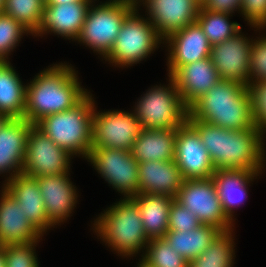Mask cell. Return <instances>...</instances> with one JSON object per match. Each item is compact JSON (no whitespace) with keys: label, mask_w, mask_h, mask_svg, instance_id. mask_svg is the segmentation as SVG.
Wrapping results in <instances>:
<instances>
[{"label":"cell","mask_w":266,"mask_h":267,"mask_svg":"<svg viewBox=\"0 0 266 267\" xmlns=\"http://www.w3.org/2000/svg\"><path fill=\"white\" fill-rule=\"evenodd\" d=\"M197 130L215 170H249L262 173L266 151L257 129L227 130L197 119H187Z\"/></svg>","instance_id":"1"},{"label":"cell","mask_w":266,"mask_h":267,"mask_svg":"<svg viewBox=\"0 0 266 267\" xmlns=\"http://www.w3.org/2000/svg\"><path fill=\"white\" fill-rule=\"evenodd\" d=\"M68 64H54L40 71L26 85L24 119L36 124L43 117L73 108L88 93Z\"/></svg>","instance_id":"2"},{"label":"cell","mask_w":266,"mask_h":267,"mask_svg":"<svg viewBox=\"0 0 266 267\" xmlns=\"http://www.w3.org/2000/svg\"><path fill=\"white\" fill-rule=\"evenodd\" d=\"M187 119H197L227 130L256 128L248 87L223 79L189 107Z\"/></svg>","instance_id":"3"},{"label":"cell","mask_w":266,"mask_h":267,"mask_svg":"<svg viewBox=\"0 0 266 267\" xmlns=\"http://www.w3.org/2000/svg\"><path fill=\"white\" fill-rule=\"evenodd\" d=\"M114 204L94 220L93 229L110 249L122 257H132L146 249L150 241L144 232L139 206L131 197Z\"/></svg>","instance_id":"4"},{"label":"cell","mask_w":266,"mask_h":267,"mask_svg":"<svg viewBox=\"0 0 266 267\" xmlns=\"http://www.w3.org/2000/svg\"><path fill=\"white\" fill-rule=\"evenodd\" d=\"M95 101L90 92L73 108L43 117L35 125L72 156L88 158Z\"/></svg>","instance_id":"5"},{"label":"cell","mask_w":266,"mask_h":267,"mask_svg":"<svg viewBox=\"0 0 266 267\" xmlns=\"http://www.w3.org/2000/svg\"><path fill=\"white\" fill-rule=\"evenodd\" d=\"M137 7L136 0H109L90 5L76 41L105 58L119 34L125 18Z\"/></svg>","instance_id":"6"},{"label":"cell","mask_w":266,"mask_h":267,"mask_svg":"<svg viewBox=\"0 0 266 267\" xmlns=\"http://www.w3.org/2000/svg\"><path fill=\"white\" fill-rule=\"evenodd\" d=\"M168 77V86L156 85L137 101L133 111L144 129H177L187 121L189 108Z\"/></svg>","instance_id":"7"},{"label":"cell","mask_w":266,"mask_h":267,"mask_svg":"<svg viewBox=\"0 0 266 267\" xmlns=\"http://www.w3.org/2000/svg\"><path fill=\"white\" fill-rule=\"evenodd\" d=\"M138 11L136 7L125 18L113 47L104 58L114 66L139 64L164 41L148 18L139 16Z\"/></svg>","instance_id":"8"},{"label":"cell","mask_w":266,"mask_h":267,"mask_svg":"<svg viewBox=\"0 0 266 267\" xmlns=\"http://www.w3.org/2000/svg\"><path fill=\"white\" fill-rule=\"evenodd\" d=\"M175 200L197 215L202 224L229 231L233 222L224 213L213 177L184 179Z\"/></svg>","instance_id":"9"},{"label":"cell","mask_w":266,"mask_h":267,"mask_svg":"<svg viewBox=\"0 0 266 267\" xmlns=\"http://www.w3.org/2000/svg\"><path fill=\"white\" fill-rule=\"evenodd\" d=\"M94 169L124 198L138 194V162L131 151L116 148H91L87 158Z\"/></svg>","instance_id":"10"},{"label":"cell","mask_w":266,"mask_h":267,"mask_svg":"<svg viewBox=\"0 0 266 267\" xmlns=\"http://www.w3.org/2000/svg\"><path fill=\"white\" fill-rule=\"evenodd\" d=\"M93 111L92 148H116L131 151L142 129L134 112Z\"/></svg>","instance_id":"11"},{"label":"cell","mask_w":266,"mask_h":267,"mask_svg":"<svg viewBox=\"0 0 266 267\" xmlns=\"http://www.w3.org/2000/svg\"><path fill=\"white\" fill-rule=\"evenodd\" d=\"M71 157L33 124L27 135L22 173L30 177L69 173Z\"/></svg>","instance_id":"12"},{"label":"cell","mask_w":266,"mask_h":267,"mask_svg":"<svg viewBox=\"0 0 266 267\" xmlns=\"http://www.w3.org/2000/svg\"><path fill=\"white\" fill-rule=\"evenodd\" d=\"M174 160L184 179H207L215 173L200 135L188 121L176 129Z\"/></svg>","instance_id":"13"},{"label":"cell","mask_w":266,"mask_h":267,"mask_svg":"<svg viewBox=\"0 0 266 267\" xmlns=\"http://www.w3.org/2000/svg\"><path fill=\"white\" fill-rule=\"evenodd\" d=\"M238 32L232 38L215 44L211 48L210 59L223 80L249 85L250 53L252 39Z\"/></svg>","instance_id":"14"},{"label":"cell","mask_w":266,"mask_h":267,"mask_svg":"<svg viewBox=\"0 0 266 267\" xmlns=\"http://www.w3.org/2000/svg\"><path fill=\"white\" fill-rule=\"evenodd\" d=\"M136 3L138 8L139 3L146 7L148 20L163 40L195 23L201 7L196 0H136Z\"/></svg>","instance_id":"15"},{"label":"cell","mask_w":266,"mask_h":267,"mask_svg":"<svg viewBox=\"0 0 266 267\" xmlns=\"http://www.w3.org/2000/svg\"><path fill=\"white\" fill-rule=\"evenodd\" d=\"M168 43V76L181 66L210 57L212 45L197 22L171 34Z\"/></svg>","instance_id":"16"},{"label":"cell","mask_w":266,"mask_h":267,"mask_svg":"<svg viewBox=\"0 0 266 267\" xmlns=\"http://www.w3.org/2000/svg\"><path fill=\"white\" fill-rule=\"evenodd\" d=\"M70 173L34 177L45 204L49 222L56 226L70 217L77 203L76 189L68 177Z\"/></svg>","instance_id":"17"},{"label":"cell","mask_w":266,"mask_h":267,"mask_svg":"<svg viewBox=\"0 0 266 267\" xmlns=\"http://www.w3.org/2000/svg\"><path fill=\"white\" fill-rule=\"evenodd\" d=\"M93 2L44 5L40 26L34 36L54 33L64 39L76 40L82 30L89 7Z\"/></svg>","instance_id":"18"},{"label":"cell","mask_w":266,"mask_h":267,"mask_svg":"<svg viewBox=\"0 0 266 267\" xmlns=\"http://www.w3.org/2000/svg\"><path fill=\"white\" fill-rule=\"evenodd\" d=\"M33 124L24 118H10L0 129V174L8 181L22 174L28 132Z\"/></svg>","instance_id":"19"},{"label":"cell","mask_w":266,"mask_h":267,"mask_svg":"<svg viewBox=\"0 0 266 267\" xmlns=\"http://www.w3.org/2000/svg\"><path fill=\"white\" fill-rule=\"evenodd\" d=\"M0 194V246L40 241L43 235L27 219L19 203L4 188Z\"/></svg>","instance_id":"20"},{"label":"cell","mask_w":266,"mask_h":267,"mask_svg":"<svg viewBox=\"0 0 266 267\" xmlns=\"http://www.w3.org/2000/svg\"><path fill=\"white\" fill-rule=\"evenodd\" d=\"M171 77L188 108L222 79L210 57L181 66Z\"/></svg>","instance_id":"21"},{"label":"cell","mask_w":266,"mask_h":267,"mask_svg":"<svg viewBox=\"0 0 266 267\" xmlns=\"http://www.w3.org/2000/svg\"><path fill=\"white\" fill-rule=\"evenodd\" d=\"M3 185L2 188L19 203L27 219L42 235L54 227L47 218L44 200L34 177L22 173Z\"/></svg>","instance_id":"22"},{"label":"cell","mask_w":266,"mask_h":267,"mask_svg":"<svg viewBox=\"0 0 266 267\" xmlns=\"http://www.w3.org/2000/svg\"><path fill=\"white\" fill-rule=\"evenodd\" d=\"M138 194L176 197L184 178L175 160L139 162Z\"/></svg>","instance_id":"23"},{"label":"cell","mask_w":266,"mask_h":267,"mask_svg":"<svg viewBox=\"0 0 266 267\" xmlns=\"http://www.w3.org/2000/svg\"><path fill=\"white\" fill-rule=\"evenodd\" d=\"M249 170H215L213 180L227 217L234 222V208L247 198L248 185L259 176Z\"/></svg>","instance_id":"24"},{"label":"cell","mask_w":266,"mask_h":267,"mask_svg":"<svg viewBox=\"0 0 266 267\" xmlns=\"http://www.w3.org/2000/svg\"><path fill=\"white\" fill-rule=\"evenodd\" d=\"M176 129H144L135 141L131 153L139 162L174 160Z\"/></svg>","instance_id":"25"},{"label":"cell","mask_w":266,"mask_h":267,"mask_svg":"<svg viewBox=\"0 0 266 267\" xmlns=\"http://www.w3.org/2000/svg\"><path fill=\"white\" fill-rule=\"evenodd\" d=\"M139 211L148 239L163 238L168 231L169 210L175 198L164 194H137L131 197Z\"/></svg>","instance_id":"26"},{"label":"cell","mask_w":266,"mask_h":267,"mask_svg":"<svg viewBox=\"0 0 266 267\" xmlns=\"http://www.w3.org/2000/svg\"><path fill=\"white\" fill-rule=\"evenodd\" d=\"M26 85L9 61H0V113L24 118Z\"/></svg>","instance_id":"27"},{"label":"cell","mask_w":266,"mask_h":267,"mask_svg":"<svg viewBox=\"0 0 266 267\" xmlns=\"http://www.w3.org/2000/svg\"><path fill=\"white\" fill-rule=\"evenodd\" d=\"M221 232L213 225L202 224L193 230H168L164 239L188 262L201 255Z\"/></svg>","instance_id":"28"},{"label":"cell","mask_w":266,"mask_h":267,"mask_svg":"<svg viewBox=\"0 0 266 267\" xmlns=\"http://www.w3.org/2000/svg\"><path fill=\"white\" fill-rule=\"evenodd\" d=\"M233 230L221 231L201 255L189 261L188 267H232L235 259Z\"/></svg>","instance_id":"29"},{"label":"cell","mask_w":266,"mask_h":267,"mask_svg":"<svg viewBox=\"0 0 266 267\" xmlns=\"http://www.w3.org/2000/svg\"><path fill=\"white\" fill-rule=\"evenodd\" d=\"M233 14L212 12L200 7L196 22L202 28L210 44L213 46L232 38L242 27L237 22H230L229 17Z\"/></svg>","instance_id":"30"},{"label":"cell","mask_w":266,"mask_h":267,"mask_svg":"<svg viewBox=\"0 0 266 267\" xmlns=\"http://www.w3.org/2000/svg\"><path fill=\"white\" fill-rule=\"evenodd\" d=\"M44 5V0H5L2 12L34 35L40 26Z\"/></svg>","instance_id":"31"},{"label":"cell","mask_w":266,"mask_h":267,"mask_svg":"<svg viewBox=\"0 0 266 267\" xmlns=\"http://www.w3.org/2000/svg\"><path fill=\"white\" fill-rule=\"evenodd\" d=\"M145 251L141 259L151 267H188L189 262L164 238L150 239Z\"/></svg>","instance_id":"32"},{"label":"cell","mask_w":266,"mask_h":267,"mask_svg":"<svg viewBox=\"0 0 266 267\" xmlns=\"http://www.w3.org/2000/svg\"><path fill=\"white\" fill-rule=\"evenodd\" d=\"M23 34H31L11 16L0 12V61H9L8 56L20 43Z\"/></svg>","instance_id":"33"},{"label":"cell","mask_w":266,"mask_h":267,"mask_svg":"<svg viewBox=\"0 0 266 267\" xmlns=\"http://www.w3.org/2000/svg\"><path fill=\"white\" fill-rule=\"evenodd\" d=\"M251 96L252 120L254 126L263 134L266 133V80L252 81L248 85Z\"/></svg>","instance_id":"34"},{"label":"cell","mask_w":266,"mask_h":267,"mask_svg":"<svg viewBox=\"0 0 266 267\" xmlns=\"http://www.w3.org/2000/svg\"><path fill=\"white\" fill-rule=\"evenodd\" d=\"M38 242L6 245L7 267H39L35 253V246Z\"/></svg>","instance_id":"35"},{"label":"cell","mask_w":266,"mask_h":267,"mask_svg":"<svg viewBox=\"0 0 266 267\" xmlns=\"http://www.w3.org/2000/svg\"><path fill=\"white\" fill-rule=\"evenodd\" d=\"M202 225L197 215L192 213L188 208L181 205L175 199L169 210L168 230L188 231Z\"/></svg>","instance_id":"36"},{"label":"cell","mask_w":266,"mask_h":267,"mask_svg":"<svg viewBox=\"0 0 266 267\" xmlns=\"http://www.w3.org/2000/svg\"><path fill=\"white\" fill-rule=\"evenodd\" d=\"M252 41L250 53L249 84L252 81L266 80V36Z\"/></svg>","instance_id":"37"},{"label":"cell","mask_w":266,"mask_h":267,"mask_svg":"<svg viewBox=\"0 0 266 267\" xmlns=\"http://www.w3.org/2000/svg\"><path fill=\"white\" fill-rule=\"evenodd\" d=\"M240 12L251 27L265 29L266 27V0H242Z\"/></svg>","instance_id":"38"},{"label":"cell","mask_w":266,"mask_h":267,"mask_svg":"<svg viewBox=\"0 0 266 267\" xmlns=\"http://www.w3.org/2000/svg\"><path fill=\"white\" fill-rule=\"evenodd\" d=\"M242 0H207L203 7L212 12L232 14L234 11L240 12Z\"/></svg>","instance_id":"39"},{"label":"cell","mask_w":266,"mask_h":267,"mask_svg":"<svg viewBox=\"0 0 266 267\" xmlns=\"http://www.w3.org/2000/svg\"><path fill=\"white\" fill-rule=\"evenodd\" d=\"M96 1V0H94ZM93 0H45V5L68 4L75 2H94Z\"/></svg>","instance_id":"40"},{"label":"cell","mask_w":266,"mask_h":267,"mask_svg":"<svg viewBox=\"0 0 266 267\" xmlns=\"http://www.w3.org/2000/svg\"><path fill=\"white\" fill-rule=\"evenodd\" d=\"M0 267H7L5 246H0Z\"/></svg>","instance_id":"41"},{"label":"cell","mask_w":266,"mask_h":267,"mask_svg":"<svg viewBox=\"0 0 266 267\" xmlns=\"http://www.w3.org/2000/svg\"><path fill=\"white\" fill-rule=\"evenodd\" d=\"M10 118L2 113H0V129Z\"/></svg>","instance_id":"42"},{"label":"cell","mask_w":266,"mask_h":267,"mask_svg":"<svg viewBox=\"0 0 266 267\" xmlns=\"http://www.w3.org/2000/svg\"><path fill=\"white\" fill-rule=\"evenodd\" d=\"M140 262L137 264V267H151L150 265H148L146 262H144L142 259L139 260Z\"/></svg>","instance_id":"43"},{"label":"cell","mask_w":266,"mask_h":267,"mask_svg":"<svg viewBox=\"0 0 266 267\" xmlns=\"http://www.w3.org/2000/svg\"><path fill=\"white\" fill-rule=\"evenodd\" d=\"M5 0H0V12H2V9L4 7Z\"/></svg>","instance_id":"44"},{"label":"cell","mask_w":266,"mask_h":267,"mask_svg":"<svg viewBox=\"0 0 266 267\" xmlns=\"http://www.w3.org/2000/svg\"><path fill=\"white\" fill-rule=\"evenodd\" d=\"M200 6H203L207 0H196Z\"/></svg>","instance_id":"45"}]
</instances>
